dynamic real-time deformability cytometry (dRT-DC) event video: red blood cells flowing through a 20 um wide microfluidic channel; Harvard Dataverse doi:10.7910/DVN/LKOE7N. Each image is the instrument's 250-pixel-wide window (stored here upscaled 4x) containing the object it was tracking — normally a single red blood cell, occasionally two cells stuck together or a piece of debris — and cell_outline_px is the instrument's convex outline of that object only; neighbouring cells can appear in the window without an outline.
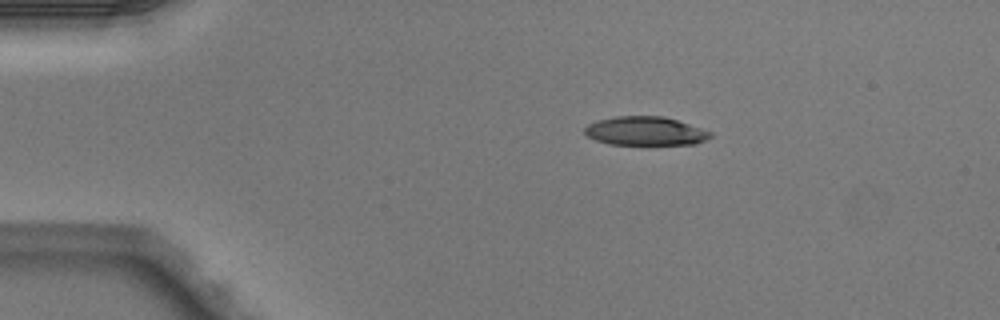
{"species": "Egyptian fruit bat (a non-hibernating species)", "species_latin": "Rousettus aegyptiacus", "temperature_condition": "warm", "stored_images_in_passage": 3, "camera_frame_rate_fps": 3000, "um_per_image_px": 0.085, "animal": {"sex": "male"}, "frame": {"image": 1, "passage_image": 1, "time_ms": 0.0, "image_size_px": [1000, 320], "cell_outline_px": [[712, 136], [696, 144], [644, 148], [608, 144], [596, 140], [588, 136], [584, 132], [584, 128], [588, 124], [596, 120], [616, 116], [664, 116], [712, 132]], "centroid_in_image_um": [54.84, 11.2], "position_along_channel_um": 30.2, "area_um2": 22.2}}
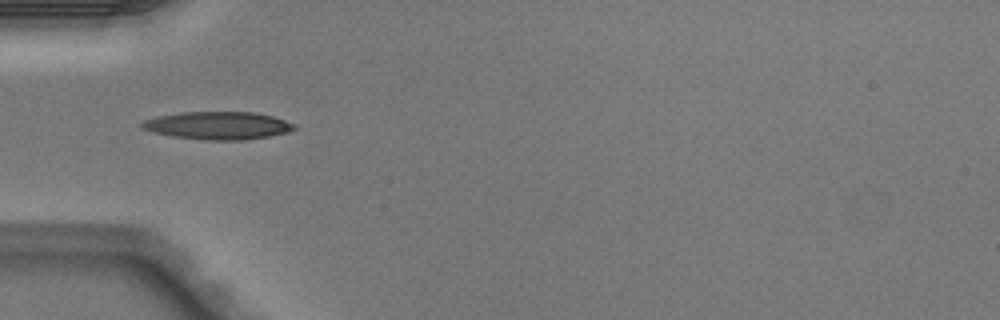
{"frame": {"image": 2, "passage_image": 3, "time_ms": 0.667, "image_size_px": [1000, 320], "cell_outline_px": [[296, 128], [288, 132], [268, 136], [244, 140], [208, 140], [172, 136], [152, 132], [140, 128], [140, 124], [144, 120], [156, 116], [180, 112], [256, 112], [272, 116], [296, 124]], "centroid_in_image_um": [18.5, 10.66], "position_along_channel_um": 66.5, "area_um2": 24.74}}